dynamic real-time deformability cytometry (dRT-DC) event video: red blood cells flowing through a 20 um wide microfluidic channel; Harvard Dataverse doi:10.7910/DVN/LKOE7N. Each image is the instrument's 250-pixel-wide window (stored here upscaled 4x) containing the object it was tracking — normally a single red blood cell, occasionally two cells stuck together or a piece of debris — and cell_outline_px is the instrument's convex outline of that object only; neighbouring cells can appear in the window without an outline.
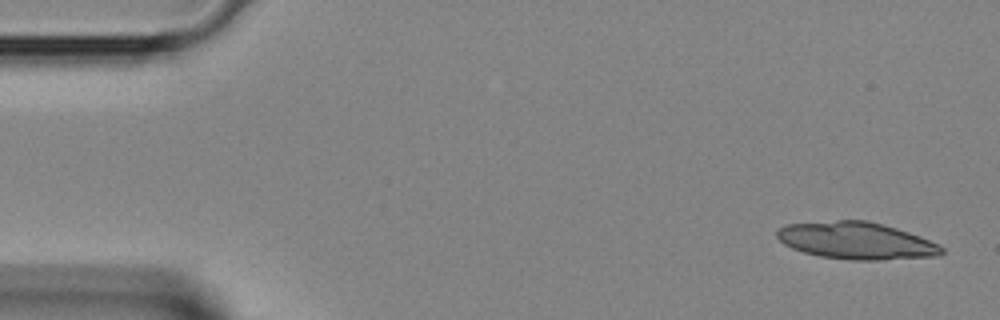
{"species": "Egyptian fruit bat (a non-hibernating species)", "species_latin": "Rousettus aegyptiacus", "temperature_condition": "room temperature", "stored_images_in_passage": 5, "segment_of_instrument_passage": [1, 2], "camera_frame_rate_fps": 3000, "um_per_image_px": 0.085, "animal": {"sex": "female"}, "frame": {"image": 1, "passage_image": 1, "time_ms": 0.0, "image_size_px": [1000, 320], "cell_outline_px": [[944, 252], [940, 256], [880, 260], [852, 260], [820, 256], [804, 252], [792, 248], [784, 244], [776, 236], [776, 232], [780, 228], [788, 224], [836, 220], [868, 220], [896, 228], [920, 236], [940, 244], [944, 248]], "centroid_in_image_um": [72.83, 20.46], "position_along_channel_um": 12.2, "area_um2": 35.66}}